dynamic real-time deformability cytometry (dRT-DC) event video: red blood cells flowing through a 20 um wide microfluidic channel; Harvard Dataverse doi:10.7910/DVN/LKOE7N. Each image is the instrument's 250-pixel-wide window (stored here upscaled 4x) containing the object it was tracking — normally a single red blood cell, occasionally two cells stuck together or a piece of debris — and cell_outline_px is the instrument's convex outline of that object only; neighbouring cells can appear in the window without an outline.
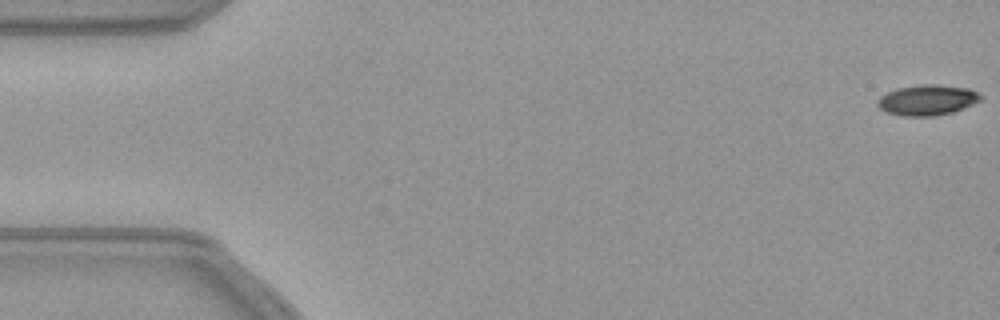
{"species": "common noctule bat (a hibernating species)", "species_latin": "Nyctalus noctula", "temperature_condition": "warm", "stored_images_in_passage": 9, "camera_frame_rate_fps": 3000, "um_per_image_px": 0.085, "animal": {"sex": "female", "body_mass_g": 21.9}, "frame": {"image": 1, "passage_image": 1, "time_ms": 0.0, "image_size_px": [1000, 320], "cell_outline_px": [[984, 96], [980, 100], [972, 104], [952, 112], [936, 116], [904, 116], [888, 112], [880, 108], [876, 104], [876, 100], [880, 96], [888, 92], [900, 88], [920, 84], [936, 84], [968, 88]], "centroid_in_image_um": [78.81, 8.5], "position_along_channel_um": 6.2, "area_um2": 18.21}}